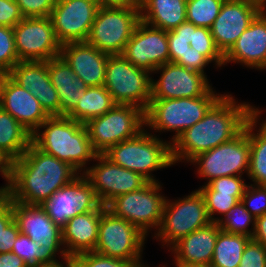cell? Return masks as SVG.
Returning <instances> with one entry per match:
<instances>
[{
  "label": "cell",
  "mask_w": 266,
  "mask_h": 267,
  "mask_svg": "<svg viewBox=\"0 0 266 267\" xmlns=\"http://www.w3.org/2000/svg\"><path fill=\"white\" fill-rule=\"evenodd\" d=\"M13 32L20 61H48L60 56L61 44L50 17H24Z\"/></svg>",
  "instance_id": "cell-14"
},
{
  "label": "cell",
  "mask_w": 266,
  "mask_h": 267,
  "mask_svg": "<svg viewBox=\"0 0 266 267\" xmlns=\"http://www.w3.org/2000/svg\"><path fill=\"white\" fill-rule=\"evenodd\" d=\"M14 219L12 202L8 200L0 208V237L3 229Z\"/></svg>",
  "instance_id": "cell-48"
},
{
  "label": "cell",
  "mask_w": 266,
  "mask_h": 267,
  "mask_svg": "<svg viewBox=\"0 0 266 267\" xmlns=\"http://www.w3.org/2000/svg\"><path fill=\"white\" fill-rule=\"evenodd\" d=\"M11 161L0 152V175L6 179V186L10 185Z\"/></svg>",
  "instance_id": "cell-49"
},
{
  "label": "cell",
  "mask_w": 266,
  "mask_h": 267,
  "mask_svg": "<svg viewBox=\"0 0 266 267\" xmlns=\"http://www.w3.org/2000/svg\"><path fill=\"white\" fill-rule=\"evenodd\" d=\"M147 236L123 218L113 215L104 207L99 223L95 252L127 262L136 267L146 265L142 261Z\"/></svg>",
  "instance_id": "cell-11"
},
{
  "label": "cell",
  "mask_w": 266,
  "mask_h": 267,
  "mask_svg": "<svg viewBox=\"0 0 266 267\" xmlns=\"http://www.w3.org/2000/svg\"><path fill=\"white\" fill-rule=\"evenodd\" d=\"M63 260V263L57 260L56 262L40 264L36 267H73V261L70 256L64 257Z\"/></svg>",
  "instance_id": "cell-51"
},
{
  "label": "cell",
  "mask_w": 266,
  "mask_h": 267,
  "mask_svg": "<svg viewBox=\"0 0 266 267\" xmlns=\"http://www.w3.org/2000/svg\"><path fill=\"white\" fill-rule=\"evenodd\" d=\"M261 113L262 111L256 108L244 127L250 144V167L247 176L254 185L266 186V121L262 120L260 126L257 124ZM254 130L257 132L254 133Z\"/></svg>",
  "instance_id": "cell-30"
},
{
  "label": "cell",
  "mask_w": 266,
  "mask_h": 267,
  "mask_svg": "<svg viewBox=\"0 0 266 267\" xmlns=\"http://www.w3.org/2000/svg\"><path fill=\"white\" fill-rule=\"evenodd\" d=\"M187 0H140V20L169 31L186 22Z\"/></svg>",
  "instance_id": "cell-29"
},
{
  "label": "cell",
  "mask_w": 266,
  "mask_h": 267,
  "mask_svg": "<svg viewBox=\"0 0 266 267\" xmlns=\"http://www.w3.org/2000/svg\"><path fill=\"white\" fill-rule=\"evenodd\" d=\"M121 55L152 74L157 67L170 62L167 31L140 20Z\"/></svg>",
  "instance_id": "cell-18"
},
{
  "label": "cell",
  "mask_w": 266,
  "mask_h": 267,
  "mask_svg": "<svg viewBox=\"0 0 266 267\" xmlns=\"http://www.w3.org/2000/svg\"><path fill=\"white\" fill-rule=\"evenodd\" d=\"M238 267H266V247L251 239L243 251Z\"/></svg>",
  "instance_id": "cell-41"
},
{
  "label": "cell",
  "mask_w": 266,
  "mask_h": 267,
  "mask_svg": "<svg viewBox=\"0 0 266 267\" xmlns=\"http://www.w3.org/2000/svg\"><path fill=\"white\" fill-rule=\"evenodd\" d=\"M161 189L160 182H148L139 190L117 196L105 207L148 236L151 228L157 231L162 220L166 197L159 193Z\"/></svg>",
  "instance_id": "cell-12"
},
{
  "label": "cell",
  "mask_w": 266,
  "mask_h": 267,
  "mask_svg": "<svg viewBox=\"0 0 266 267\" xmlns=\"http://www.w3.org/2000/svg\"><path fill=\"white\" fill-rule=\"evenodd\" d=\"M150 75L122 55H109L104 86L115 104L133 105L146 111L151 101Z\"/></svg>",
  "instance_id": "cell-10"
},
{
  "label": "cell",
  "mask_w": 266,
  "mask_h": 267,
  "mask_svg": "<svg viewBox=\"0 0 266 267\" xmlns=\"http://www.w3.org/2000/svg\"><path fill=\"white\" fill-rule=\"evenodd\" d=\"M0 189H9V186L4 185L3 187L1 186Z\"/></svg>",
  "instance_id": "cell-55"
},
{
  "label": "cell",
  "mask_w": 266,
  "mask_h": 267,
  "mask_svg": "<svg viewBox=\"0 0 266 267\" xmlns=\"http://www.w3.org/2000/svg\"><path fill=\"white\" fill-rule=\"evenodd\" d=\"M167 265H163L162 267H166ZM141 267H149L147 264L146 265H144V266H141ZM158 267H160V266H158Z\"/></svg>",
  "instance_id": "cell-56"
},
{
  "label": "cell",
  "mask_w": 266,
  "mask_h": 267,
  "mask_svg": "<svg viewBox=\"0 0 266 267\" xmlns=\"http://www.w3.org/2000/svg\"><path fill=\"white\" fill-rule=\"evenodd\" d=\"M252 238L241 234L218 232L211 264L214 267H238L243 251Z\"/></svg>",
  "instance_id": "cell-33"
},
{
  "label": "cell",
  "mask_w": 266,
  "mask_h": 267,
  "mask_svg": "<svg viewBox=\"0 0 266 267\" xmlns=\"http://www.w3.org/2000/svg\"><path fill=\"white\" fill-rule=\"evenodd\" d=\"M225 0H187L186 20L197 27L210 29Z\"/></svg>",
  "instance_id": "cell-36"
},
{
  "label": "cell",
  "mask_w": 266,
  "mask_h": 267,
  "mask_svg": "<svg viewBox=\"0 0 266 267\" xmlns=\"http://www.w3.org/2000/svg\"><path fill=\"white\" fill-rule=\"evenodd\" d=\"M160 71V72H159ZM160 78H151V99H179L204 96L212 86L207 75L169 62L157 67L153 73Z\"/></svg>",
  "instance_id": "cell-19"
},
{
  "label": "cell",
  "mask_w": 266,
  "mask_h": 267,
  "mask_svg": "<svg viewBox=\"0 0 266 267\" xmlns=\"http://www.w3.org/2000/svg\"><path fill=\"white\" fill-rule=\"evenodd\" d=\"M205 199L207 213L212 222H217L214 215L227 214L242 198L244 194H225L212 190L207 184L198 188Z\"/></svg>",
  "instance_id": "cell-37"
},
{
  "label": "cell",
  "mask_w": 266,
  "mask_h": 267,
  "mask_svg": "<svg viewBox=\"0 0 266 267\" xmlns=\"http://www.w3.org/2000/svg\"><path fill=\"white\" fill-rule=\"evenodd\" d=\"M12 202L14 220L19 231L45 249H64L62 231L40 205Z\"/></svg>",
  "instance_id": "cell-23"
},
{
  "label": "cell",
  "mask_w": 266,
  "mask_h": 267,
  "mask_svg": "<svg viewBox=\"0 0 266 267\" xmlns=\"http://www.w3.org/2000/svg\"><path fill=\"white\" fill-rule=\"evenodd\" d=\"M94 161H98L97 164L88 166L82 174L103 206L117 196L141 189L149 182L141 174L116 165L104 154H98Z\"/></svg>",
  "instance_id": "cell-15"
},
{
  "label": "cell",
  "mask_w": 266,
  "mask_h": 267,
  "mask_svg": "<svg viewBox=\"0 0 266 267\" xmlns=\"http://www.w3.org/2000/svg\"><path fill=\"white\" fill-rule=\"evenodd\" d=\"M167 40L170 62L205 75L204 69L209 63L214 62L217 67L224 64V55L217 48L208 28L186 21L167 31Z\"/></svg>",
  "instance_id": "cell-6"
},
{
  "label": "cell",
  "mask_w": 266,
  "mask_h": 267,
  "mask_svg": "<svg viewBox=\"0 0 266 267\" xmlns=\"http://www.w3.org/2000/svg\"><path fill=\"white\" fill-rule=\"evenodd\" d=\"M211 222L204 196L199 189L183 199L171 201L166 197L162 220L153 238L156 237L163 243L162 246L170 248L178 240Z\"/></svg>",
  "instance_id": "cell-7"
},
{
  "label": "cell",
  "mask_w": 266,
  "mask_h": 267,
  "mask_svg": "<svg viewBox=\"0 0 266 267\" xmlns=\"http://www.w3.org/2000/svg\"><path fill=\"white\" fill-rule=\"evenodd\" d=\"M139 21V6H100L86 42L109 55H121Z\"/></svg>",
  "instance_id": "cell-8"
},
{
  "label": "cell",
  "mask_w": 266,
  "mask_h": 267,
  "mask_svg": "<svg viewBox=\"0 0 266 267\" xmlns=\"http://www.w3.org/2000/svg\"><path fill=\"white\" fill-rule=\"evenodd\" d=\"M24 17H50L55 0H15Z\"/></svg>",
  "instance_id": "cell-43"
},
{
  "label": "cell",
  "mask_w": 266,
  "mask_h": 267,
  "mask_svg": "<svg viewBox=\"0 0 266 267\" xmlns=\"http://www.w3.org/2000/svg\"><path fill=\"white\" fill-rule=\"evenodd\" d=\"M19 233L18 225L13 219L1 232L0 253L12 252L13 244Z\"/></svg>",
  "instance_id": "cell-45"
},
{
  "label": "cell",
  "mask_w": 266,
  "mask_h": 267,
  "mask_svg": "<svg viewBox=\"0 0 266 267\" xmlns=\"http://www.w3.org/2000/svg\"><path fill=\"white\" fill-rule=\"evenodd\" d=\"M0 267H28L24 260L13 252L0 253Z\"/></svg>",
  "instance_id": "cell-47"
},
{
  "label": "cell",
  "mask_w": 266,
  "mask_h": 267,
  "mask_svg": "<svg viewBox=\"0 0 266 267\" xmlns=\"http://www.w3.org/2000/svg\"><path fill=\"white\" fill-rule=\"evenodd\" d=\"M60 55L88 87L104 85L109 54L84 41L61 45Z\"/></svg>",
  "instance_id": "cell-25"
},
{
  "label": "cell",
  "mask_w": 266,
  "mask_h": 267,
  "mask_svg": "<svg viewBox=\"0 0 266 267\" xmlns=\"http://www.w3.org/2000/svg\"><path fill=\"white\" fill-rule=\"evenodd\" d=\"M12 252L24 260L28 267L56 262V255L58 254H60L59 257L62 259L67 256L64 249H45L44 245L30 240L27 235L22 233H19L16 238Z\"/></svg>",
  "instance_id": "cell-34"
},
{
  "label": "cell",
  "mask_w": 266,
  "mask_h": 267,
  "mask_svg": "<svg viewBox=\"0 0 266 267\" xmlns=\"http://www.w3.org/2000/svg\"><path fill=\"white\" fill-rule=\"evenodd\" d=\"M23 18L15 0H0V26L13 28Z\"/></svg>",
  "instance_id": "cell-44"
},
{
  "label": "cell",
  "mask_w": 266,
  "mask_h": 267,
  "mask_svg": "<svg viewBox=\"0 0 266 267\" xmlns=\"http://www.w3.org/2000/svg\"><path fill=\"white\" fill-rule=\"evenodd\" d=\"M48 73L60 101V116H67L88 87L60 55L47 61Z\"/></svg>",
  "instance_id": "cell-28"
},
{
  "label": "cell",
  "mask_w": 266,
  "mask_h": 267,
  "mask_svg": "<svg viewBox=\"0 0 266 267\" xmlns=\"http://www.w3.org/2000/svg\"><path fill=\"white\" fill-rule=\"evenodd\" d=\"M179 267H214L212 264H194V265H186Z\"/></svg>",
  "instance_id": "cell-54"
},
{
  "label": "cell",
  "mask_w": 266,
  "mask_h": 267,
  "mask_svg": "<svg viewBox=\"0 0 266 267\" xmlns=\"http://www.w3.org/2000/svg\"><path fill=\"white\" fill-rule=\"evenodd\" d=\"M71 258L73 267H136L132 262L105 256L95 251L84 252Z\"/></svg>",
  "instance_id": "cell-39"
},
{
  "label": "cell",
  "mask_w": 266,
  "mask_h": 267,
  "mask_svg": "<svg viewBox=\"0 0 266 267\" xmlns=\"http://www.w3.org/2000/svg\"><path fill=\"white\" fill-rule=\"evenodd\" d=\"M114 105L111 94L104 85L87 87L67 117L85 125L90 120L104 115Z\"/></svg>",
  "instance_id": "cell-32"
},
{
  "label": "cell",
  "mask_w": 266,
  "mask_h": 267,
  "mask_svg": "<svg viewBox=\"0 0 266 267\" xmlns=\"http://www.w3.org/2000/svg\"><path fill=\"white\" fill-rule=\"evenodd\" d=\"M1 109L15 118L31 135L49 117L40 102L7 74L0 75Z\"/></svg>",
  "instance_id": "cell-21"
},
{
  "label": "cell",
  "mask_w": 266,
  "mask_h": 267,
  "mask_svg": "<svg viewBox=\"0 0 266 267\" xmlns=\"http://www.w3.org/2000/svg\"><path fill=\"white\" fill-rule=\"evenodd\" d=\"M104 207L101 205L95 211L76 215L61 229L62 243L67 256L73 257L84 252L94 251Z\"/></svg>",
  "instance_id": "cell-27"
},
{
  "label": "cell",
  "mask_w": 266,
  "mask_h": 267,
  "mask_svg": "<svg viewBox=\"0 0 266 267\" xmlns=\"http://www.w3.org/2000/svg\"><path fill=\"white\" fill-rule=\"evenodd\" d=\"M0 109H1V92H0Z\"/></svg>",
  "instance_id": "cell-57"
},
{
  "label": "cell",
  "mask_w": 266,
  "mask_h": 267,
  "mask_svg": "<svg viewBox=\"0 0 266 267\" xmlns=\"http://www.w3.org/2000/svg\"><path fill=\"white\" fill-rule=\"evenodd\" d=\"M99 7L97 0H55L50 19L58 42L86 41Z\"/></svg>",
  "instance_id": "cell-17"
},
{
  "label": "cell",
  "mask_w": 266,
  "mask_h": 267,
  "mask_svg": "<svg viewBox=\"0 0 266 267\" xmlns=\"http://www.w3.org/2000/svg\"><path fill=\"white\" fill-rule=\"evenodd\" d=\"M258 5L262 10H266V0H245Z\"/></svg>",
  "instance_id": "cell-53"
},
{
  "label": "cell",
  "mask_w": 266,
  "mask_h": 267,
  "mask_svg": "<svg viewBox=\"0 0 266 267\" xmlns=\"http://www.w3.org/2000/svg\"><path fill=\"white\" fill-rule=\"evenodd\" d=\"M220 229L227 233L241 234L252 238L255 229V217L239 201L224 217L217 221ZM252 224L251 228L249 226Z\"/></svg>",
  "instance_id": "cell-35"
},
{
  "label": "cell",
  "mask_w": 266,
  "mask_h": 267,
  "mask_svg": "<svg viewBox=\"0 0 266 267\" xmlns=\"http://www.w3.org/2000/svg\"><path fill=\"white\" fill-rule=\"evenodd\" d=\"M101 205L89 181L81 173L70 183L56 190L40 206L52 221L62 229L71 218L95 211Z\"/></svg>",
  "instance_id": "cell-16"
},
{
  "label": "cell",
  "mask_w": 266,
  "mask_h": 267,
  "mask_svg": "<svg viewBox=\"0 0 266 267\" xmlns=\"http://www.w3.org/2000/svg\"><path fill=\"white\" fill-rule=\"evenodd\" d=\"M220 230L217 222H211L174 243L169 252L174 254L175 266L211 264Z\"/></svg>",
  "instance_id": "cell-26"
},
{
  "label": "cell",
  "mask_w": 266,
  "mask_h": 267,
  "mask_svg": "<svg viewBox=\"0 0 266 267\" xmlns=\"http://www.w3.org/2000/svg\"><path fill=\"white\" fill-rule=\"evenodd\" d=\"M231 95L224 94L200 121L171 143L174 165L185 160L188 163L198 154L229 142L244 130L256 108L248 102L237 103Z\"/></svg>",
  "instance_id": "cell-1"
},
{
  "label": "cell",
  "mask_w": 266,
  "mask_h": 267,
  "mask_svg": "<svg viewBox=\"0 0 266 267\" xmlns=\"http://www.w3.org/2000/svg\"><path fill=\"white\" fill-rule=\"evenodd\" d=\"M234 62L249 69H266V10H262L249 27L224 54V64Z\"/></svg>",
  "instance_id": "cell-24"
},
{
  "label": "cell",
  "mask_w": 266,
  "mask_h": 267,
  "mask_svg": "<svg viewBox=\"0 0 266 267\" xmlns=\"http://www.w3.org/2000/svg\"><path fill=\"white\" fill-rule=\"evenodd\" d=\"M31 142L44 153L67 162L80 174L98 155L85 125L67 116H49L31 135Z\"/></svg>",
  "instance_id": "cell-3"
},
{
  "label": "cell",
  "mask_w": 266,
  "mask_h": 267,
  "mask_svg": "<svg viewBox=\"0 0 266 267\" xmlns=\"http://www.w3.org/2000/svg\"><path fill=\"white\" fill-rule=\"evenodd\" d=\"M104 155L113 163L141 174L149 182H159L153 171L171 167V143L142 130L136 137L119 142Z\"/></svg>",
  "instance_id": "cell-5"
},
{
  "label": "cell",
  "mask_w": 266,
  "mask_h": 267,
  "mask_svg": "<svg viewBox=\"0 0 266 267\" xmlns=\"http://www.w3.org/2000/svg\"><path fill=\"white\" fill-rule=\"evenodd\" d=\"M145 111L133 105L115 104L108 112L85 124L88 137L98 154L119 142L136 137L145 128Z\"/></svg>",
  "instance_id": "cell-9"
},
{
  "label": "cell",
  "mask_w": 266,
  "mask_h": 267,
  "mask_svg": "<svg viewBox=\"0 0 266 267\" xmlns=\"http://www.w3.org/2000/svg\"><path fill=\"white\" fill-rule=\"evenodd\" d=\"M190 163L197 164V174L211 180L223 176H242L250 167V144L244 129L239 135L209 151L198 154Z\"/></svg>",
  "instance_id": "cell-13"
},
{
  "label": "cell",
  "mask_w": 266,
  "mask_h": 267,
  "mask_svg": "<svg viewBox=\"0 0 266 267\" xmlns=\"http://www.w3.org/2000/svg\"><path fill=\"white\" fill-rule=\"evenodd\" d=\"M31 143V134L9 113L0 109V152L11 162L19 159Z\"/></svg>",
  "instance_id": "cell-31"
},
{
  "label": "cell",
  "mask_w": 266,
  "mask_h": 267,
  "mask_svg": "<svg viewBox=\"0 0 266 267\" xmlns=\"http://www.w3.org/2000/svg\"><path fill=\"white\" fill-rule=\"evenodd\" d=\"M19 61L13 28L0 26V75L7 74Z\"/></svg>",
  "instance_id": "cell-38"
},
{
  "label": "cell",
  "mask_w": 266,
  "mask_h": 267,
  "mask_svg": "<svg viewBox=\"0 0 266 267\" xmlns=\"http://www.w3.org/2000/svg\"><path fill=\"white\" fill-rule=\"evenodd\" d=\"M99 6H140V0H97Z\"/></svg>",
  "instance_id": "cell-50"
},
{
  "label": "cell",
  "mask_w": 266,
  "mask_h": 267,
  "mask_svg": "<svg viewBox=\"0 0 266 267\" xmlns=\"http://www.w3.org/2000/svg\"><path fill=\"white\" fill-rule=\"evenodd\" d=\"M252 239L266 247V214L255 218V229Z\"/></svg>",
  "instance_id": "cell-46"
},
{
  "label": "cell",
  "mask_w": 266,
  "mask_h": 267,
  "mask_svg": "<svg viewBox=\"0 0 266 267\" xmlns=\"http://www.w3.org/2000/svg\"><path fill=\"white\" fill-rule=\"evenodd\" d=\"M262 9L245 0H225L210 31L217 48L224 55Z\"/></svg>",
  "instance_id": "cell-20"
},
{
  "label": "cell",
  "mask_w": 266,
  "mask_h": 267,
  "mask_svg": "<svg viewBox=\"0 0 266 267\" xmlns=\"http://www.w3.org/2000/svg\"><path fill=\"white\" fill-rule=\"evenodd\" d=\"M211 88L204 96L179 99H151L145 111V127L159 131H174L172 143L189 127L200 121L223 96Z\"/></svg>",
  "instance_id": "cell-4"
},
{
  "label": "cell",
  "mask_w": 266,
  "mask_h": 267,
  "mask_svg": "<svg viewBox=\"0 0 266 267\" xmlns=\"http://www.w3.org/2000/svg\"><path fill=\"white\" fill-rule=\"evenodd\" d=\"M212 190L225 194H244L248 184L242 176H223L206 183Z\"/></svg>",
  "instance_id": "cell-42"
},
{
  "label": "cell",
  "mask_w": 266,
  "mask_h": 267,
  "mask_svg": "<svg viewBox=\"0 0 266 267\" xmlns=\"http://www.w3.org/2000/svg\"><path fill=\"white\" fill-rule=\"evenodd\" d=\"M240 201L245 209L255 218L266 214V186L247 185Z\"/></svg>",
  "instance_id": "cell-40"
},
{
  "label": "cell",
  "mask_w": 266,
  "mask_h": 267,
  "mask_svg": "<svg viewBox=\"0 0 266 267\" xmlns=\"http://www.w3.org/2000/svg\"><path fill=\"white\" fill-rule=\"evenodd\" d=\"M9 200L8 189H0V208Z\"/></svg>",
  "instance_id": "cell-52"
},
{
  "label": "cell",
  "mask_w": 266,
  "mask_h": 267,
  "mask_svg": "<svg viewBox=\"0 0 266 267\" xmlns=\"http://www.w3.org/2000/svg\"><path fill=\"white\" fill-rule=\"evenodd\" d=\"M79 174L70 164L31 142L23 155L11 162L9 200L41 205Z\"/></svg>",
  "instance_id": "cell-2"
},
{
  "label": "cell",
  "mask_w": 266,
  "mask_h": 267,
  "mask_svg": "<svg viewBox=\"0 0 266 267\" xmlns=\"http://www.w3.org/2000/svg\"><path fill=\"white\" fill-rule=\"evenodd\" d=\"M7 75L36 97L49 116H60V101L50 80L47 61H19Z\"/></svg>",
  "instance_id": "cell-22"
}]
</instances>
